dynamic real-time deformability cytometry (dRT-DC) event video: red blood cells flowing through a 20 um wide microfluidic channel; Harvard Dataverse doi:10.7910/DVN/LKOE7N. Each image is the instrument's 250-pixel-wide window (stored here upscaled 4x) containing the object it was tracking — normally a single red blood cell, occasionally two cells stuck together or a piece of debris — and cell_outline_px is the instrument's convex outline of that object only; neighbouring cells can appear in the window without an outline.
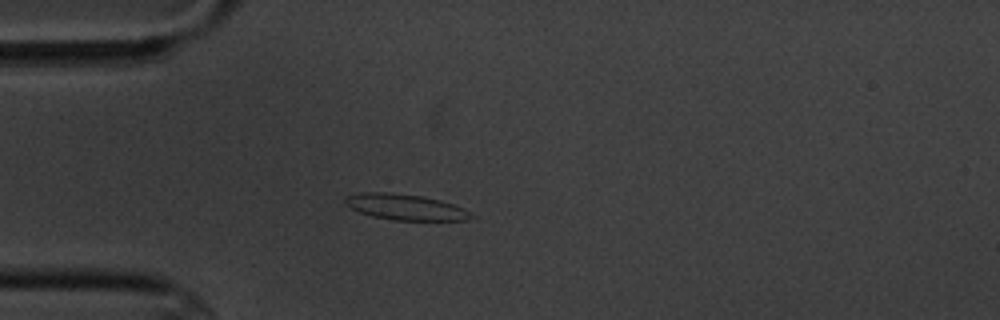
{"species": "common noctule bat (a hibernating species)", "species_latin": "Nyctalus noctula", "temperature_condition": "cold", "stored_images_in_passage": 5, "camera_frame_rate_fps": 3000, "um_per_image_px": 0.085, "animal": {"sex": "male", "body_mass_g": 20.1, "forearm_length_mm": 53.5}, "frame": {"image": 1, "passage_image": 4, "time_ms": 3.667, "image_size_px": [1000, 320], "cell_outline_px": [[476, 216], [468, 220], [396, 220], [372, 216], [360, 212], [344, 204], [344, 200], [348, 196], [360, 192], [388, 192], [424, 196], [440, 200], [464, 208], [472, 212]], "centroid_in_image_um": [34.5, 17.6], "position_along_channel_um": 50.5, "area_um2": 19.02}}